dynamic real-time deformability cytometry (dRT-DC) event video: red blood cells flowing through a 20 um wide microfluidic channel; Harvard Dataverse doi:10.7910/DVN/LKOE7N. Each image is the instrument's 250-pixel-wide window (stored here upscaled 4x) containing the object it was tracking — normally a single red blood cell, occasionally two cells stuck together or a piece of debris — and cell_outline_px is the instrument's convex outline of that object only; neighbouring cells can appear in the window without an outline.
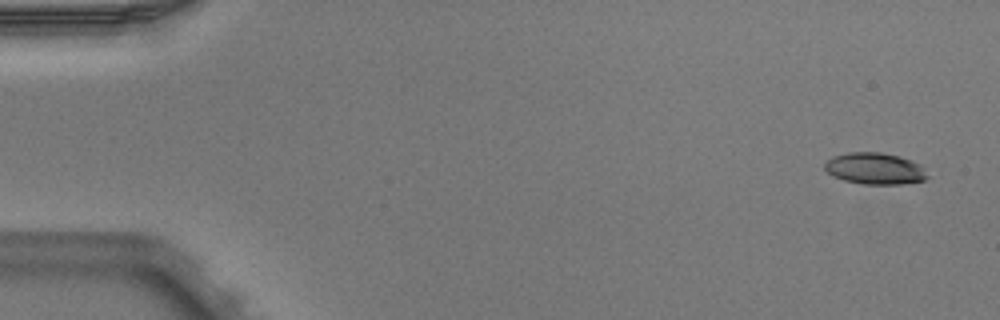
{"species": "Egyptian fruit bat (a non-hibernating species)", "species_latin": "Rousettus aegyptiacus", "temperature_condition": "warm", "stored_images_in_passage": 7, "camera_frame_rate_fps": 3000, "um_per_image_px": 0.085, "animal": {"sex": "male"}, "frame": {"image": 1, "passage_image": 1, "time_ms": 0.0, "image_size_px": [1000, 320], "cell_outline_px": [[928, 176], [924, 180], [904, 184], [864, 184], [844, 180], [832, 176], [824, 168], [824, 164], [832, 156], [848, 152], [880, 152], [900, 156], [912, 160], [920, 164], [924, 168]], "centroid_in_image_um": [74.37, 14.32], "position_along_channel_um": 10.6, "area_um2": 19.02}}
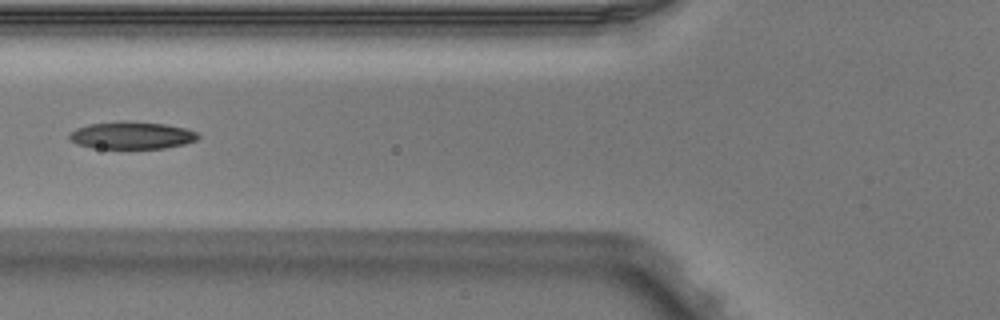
{"frame": {"image": 2, "passage_image": 6, "time_ms": 1.667, "image_size_px": [1000, 320], "cell_outline_px": [[200, 136], [196, 140], [184, 144], [164, 148], [92, 148], [76, 144], [68, 140], [68, 132], [76, 128], [88, 124], [120, 120], [124, 120], [164, 124], [184, 128], [196, 132]], "centroid_in_image_um": [11.12, 11.49], "position_along_channel_um": 114.7, "area_um2": 20.75}}
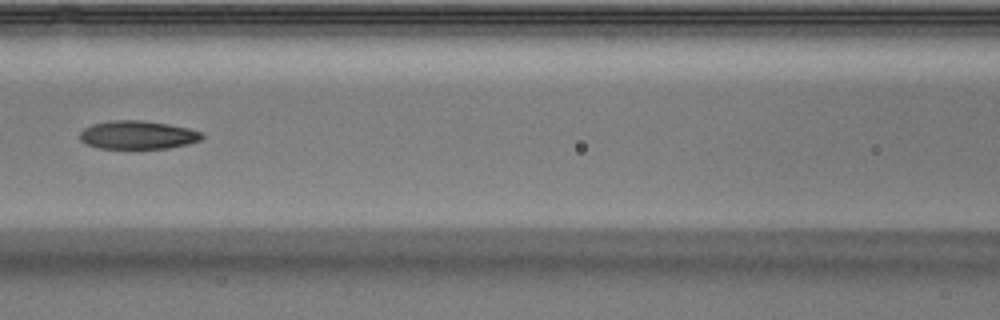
{"frame": {"image": 3, "passage_image": 7, "time_ms": 2.0, "image_size_px": [1000, 320], "cell_outline_px": [[204, 136], [200, 140], [188, 144], [168, 148], [100, 148], [88, 144], [80, 140], [80, 132], [84, 128], [92, 124], [112, 120], [144, 120], [168, 124], [188, 128], [200, 132]], "centroid_in_image_um": [11.7, 11.46], "position_along_channel_um": 154.9, "area_um2": 20.06}}